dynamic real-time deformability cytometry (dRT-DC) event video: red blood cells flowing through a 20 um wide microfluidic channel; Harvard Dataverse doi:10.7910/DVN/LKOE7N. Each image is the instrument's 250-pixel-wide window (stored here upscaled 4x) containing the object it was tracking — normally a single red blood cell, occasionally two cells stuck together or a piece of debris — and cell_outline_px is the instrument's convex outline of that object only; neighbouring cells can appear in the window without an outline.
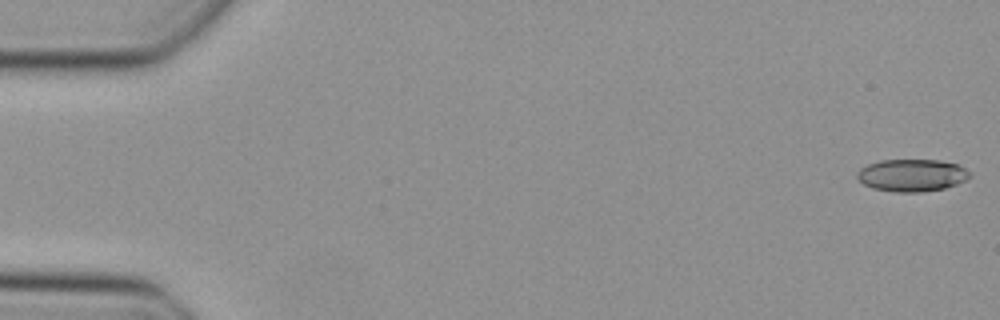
{"species": "Egyptian fruit bat (a non-hibernating species)", "species_latin": "Rousettus aegyptiacus", "temperature_condition": "cold", "stored_images_in_passage": 48, "camera_frame_rate_fps": 3000, "um_per_image_px": 0.085, "animal": {"sex": "female"}, "frame": {"image": 1, "passage_image": 1, "time_ms": 0.0, "image_size_px": [1000, 320], "cell_outline_px": [[972, 176], [968, 180], [944, 188], [920, 192], [892, 192], [872, 188], [864, 184], [856, 176], [856, 172], [860, 168], [868, 164], [880, 160], [940, 160], [960, 164], [972, 172]], "centroid_in_image_um": [77.55, 14.89], "position_along_channel_um": 7.4, "area_um2": 21.56}}
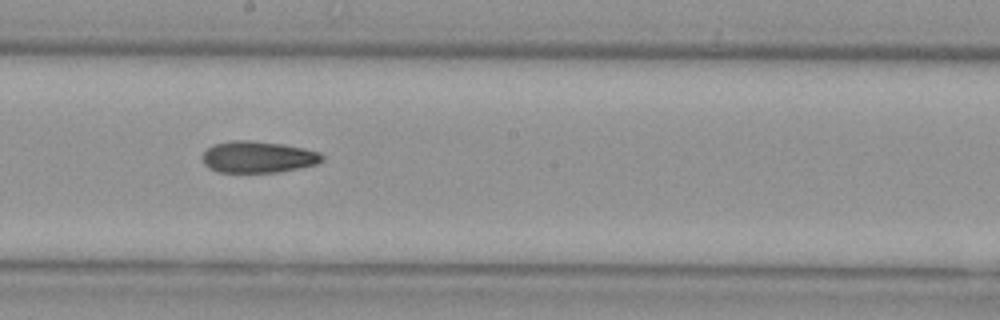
{"frame": {"image": 2, "passage_image": 27, "time_ms": 8.667, "image_size_px": [1000, 320], "cell_outline_px": [[324, 160], [316, 164], [300, 168], [280, 172], [220, 172], [208, 168], [204, 164], [200, 156], [212, 144], [232, 140], [248, 140], [284, 144], [304, 148], [320, 152], [324, 156]], "centroid_in_image_um": [21.93, 13.34], "position_along_channel_um": 226.3, "area_um2": 22.31}}
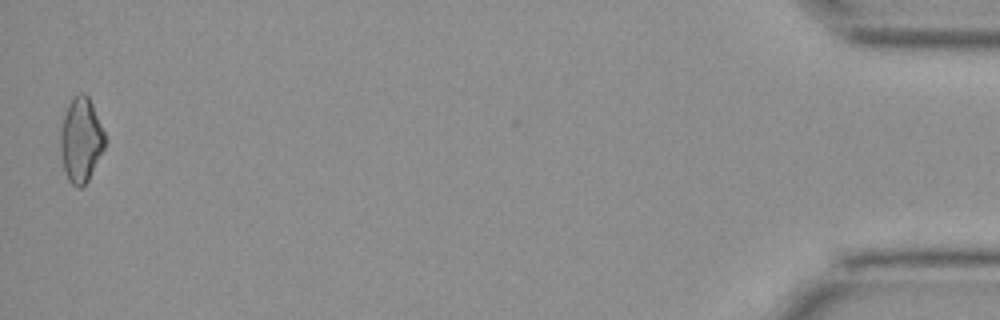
{"frame": {"image": 3, "passage_image": 48, "time_ms": 15.667, "image_size_px": [1000, 320], "cell_outline_px": [[104, 148], [88, 180], [80, 188], [76, 188], [68, 180], [64, 168], [60, 148], [60, 132], [64, 116], [68, 104], [72, 96], [80, 92], [84, 92], [88, 96], [92, 104], [104, 132]], "centroid_in_image_um": [6.86, 11.87], "position_along_channel_um": 428.3, "area_um2": 21.68}}